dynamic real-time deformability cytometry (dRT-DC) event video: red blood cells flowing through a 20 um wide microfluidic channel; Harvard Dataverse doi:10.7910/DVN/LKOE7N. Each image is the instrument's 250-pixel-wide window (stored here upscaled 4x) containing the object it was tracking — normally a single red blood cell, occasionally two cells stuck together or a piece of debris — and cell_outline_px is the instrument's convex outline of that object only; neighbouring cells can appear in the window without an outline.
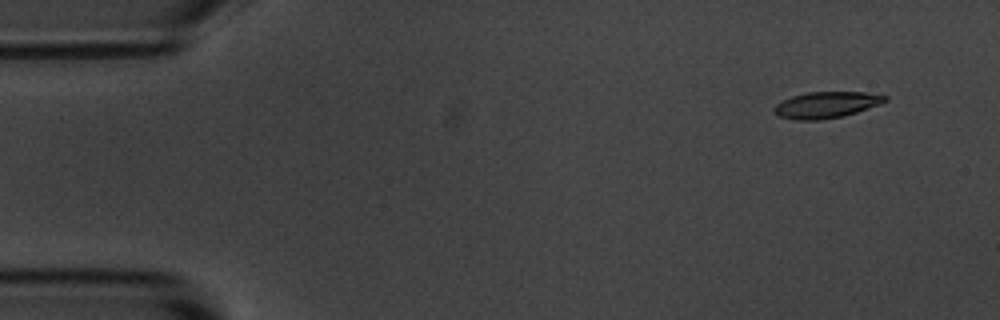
{"species": "common noctule bat (a hibernating species)", "species_latin": "Nyctalus noctula", "temperature_condition": "room temperature", "stored_images_in_passage": 4, "camera_frame_rate_fps": 3000, "um_per_image_px": 0.085, "animal": {"sex": "male", "body_mass_g": 20.1, "forearm_length_mm": 53.5}, "frame": {"image": 1, "passage_image": 1, "time_ms": 0.0, "image_size_px": [1000, 320], "cell_outline_px": [[888, 100], [880, 104], [844, 116], [820, 120], [796, 120], [780, 116], [772, 108], [776, 104], [792, 96], [804, 92], [864, 92], [888, 96]], "centroid_in_image_um": [70.25, 8.91], "position_along_channel_um": 14.8, "area_um2": 16.94}}
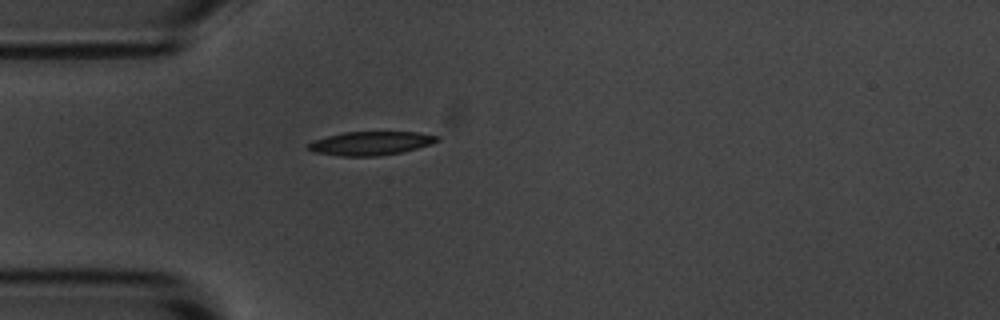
{"frame": {"image": 2, "passage_image": 4, "time_ms": 3.667, "image_size_px": [1000, 320], "cell_outline_px": [[440, 140], [416, 148], [400, 152], [376, 156], [340, 156], [312, 152], [308, 148], [308, 144], [312, 140], [344, 132], [416, 132], [440, 136]], "centroid_in_image_um": [31.47, 12.18], "position_along_channel_um": 53.5, "area_um2": 17.63}}